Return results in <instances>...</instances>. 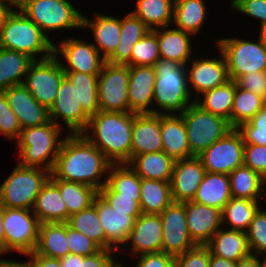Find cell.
I'll list each match as a JSON object with an SVG mask.
<instances>
[{
  "label": "cell",
  "instance_id": "obj_6",
  "mask_svg": "<svg viewBox=\"0 0 266 267\" xmlns=\"http://www.w3.org/2000/svg\"><path fill=\"white\" fill-rule=\"evenodd\" d=\"M51 172L18 163L0 184V204L7 208L31 209Z\"/></svg>",
  "mask_w": 266,
  "mask_h": 267
},
{
  "label": "cell",
  "instance_id": "obj_28",
  "mask_svg": "<svg viewBox=\"0 0 266 267\" xmlns=\"http://www.w3.org/2000/svg\"><path fill=\"white\" fill-rule=\"evenodd\" d=\"M40 223H66L68 211L59 188L49 179L36 197L32 208Z\"/></svg>",
  "mask_w": 266,
  "mask_h": 267
},
{
  "label": "cell",
  "instance_id": "obj_52",
  "mask_svg": "<svg viewBox=\"0 0 266 267\" xmlns=\"http://www.w3.org/2000/svg\"><path fill=\"white\" fill-rule=\"evenodd\" d=\"M66 239H68V247L71 254L82 256H91L101 250V248L88 238L85 234L74 230L66 223Z\"/></svg>",
  "mask_w": 266,
  "mask_h": 267
},
{
  "label": "cell",
  "instance_id": "obj_66",
  "mask_svg": "<svg viewBox=\"0 0 266 267\" xmlns=\"http://www.w3.org/2000/svg\"><path fill=\"white\" fill-rule=\"evenodd\" d=\"M111 267H124V262L118 259Z\"/></svg>",
  "mask_w": 266,
  "mask_h": 267
},
{
  "label": "cell",
  "instance_id": "obj_25",
  "mask_svg": "<svg viewBox=\"0 0 266 267\" xmlns=\"http://www.w3.org/2000/svg\"><path fill=\"white\" fill-rule=\"evenodd\" d=\"M92 205L96 208L106 239L119 250L132 231L136 218L131 216V212L112 209L99 194Z\"/></svg>",
  "mask_w": 266,
  "mask_h": 267
},
{
  "label": "cell",
  "instance_id": "obj_59",
  "mask_svg": "<svg viewBox=\"0 0 266 267\" xmlns=\"http://www.w3.org/2000/svg\"><path fill=\"white\" fill-rule=\"evenodd\" d=\"M265 258L253 254L236 262V267H262Z\"/></svg>",
  "mask_w": 266,
  "mask_h": 267
},
{
  "label": "cell",
  "instance_id": "obj_51",
  "mask_svg": "<svg viewBox=\"0 0 266 267\" xmlns=\"http://www.w3.org/2000/svg\"><path fill=\"white\" fill-rule=\"evenodd\" d=\"M21 130L17 116L9 107L5 94L0 91V135L16 141Z\"/></svg>",
  "mask_w": 266,
  "mask_h": 267
},
{
  "label": "cell",
  "instance_id": "obj_13",
  "mask_svg": "<svg viewBox=\"0 0 266 267\" xmlns=\"http://www.w3.org/2000/svg\"><path fill=\"white\" fill-rule=\"evenodd\" d=\"M129 66L105 62L98 75V101L101 111L129 112Z\"/></svg>",
  "mask_w": 266,
  "mask_h": 267
},
{
  "label": "cell",
  "instance_id": "obj_14",
  "mask_svg": "<svg viewBox=\"0 0 266 267\" xmlns=\"http://www.w3.org/2000/svg\"><path fill=\"white\" fill-rule=\"evenodd\" d=\"M244 145L241 133L233 128L198 157L206 172L229 175L243 165Z\"/></svg>",
  "mask_w": 266,
  "mask_h": 267
},
{
  "label": "cell",
  "instance_id": "obj_2",
  "mask_svg": "<svg viewBox=\"0 0 266 267\" xmlns=\"http://www.w3.org/2000/svg\"><path fill=\"white\" fill-rule=\"evenodd\" d=\"M132 126L133 113L100 110L81 134L112 164H123L131 160Z\"/></svg>",
  "mask_w": 266,
  "mask_h": 267
},
{
  "label": "cell",
  "instance_id": "obj_3",
  "mask_svg": "<svg viewBox=\"0 0 266 267\" xmlns=\"http://www.w3.org/2000/svg\"><path fill=\"white\" fill-rule=\"evenodd\" d=\"M156 81L153 92V113L181 115L191 104V96L185 65L160 59L154 65ZM192 98V99H191ZM191 99V100H190Z\"/></svg>",
  "mask_w": 266,
  "mask_h": 267
},
{
  "label": "cell",
  "instance_id": "obj_18",
  "mask_svg": "<svg viewBox=\"0 0 266 267\" xmlns=\"http://www.w3.org/2000/svg\"><path fill=\"white\" fill-rule=\"evenodd\" d=\"M163 234L160 214H141L134 223L132 231L124 245L118 250L124 253L128 248L133 260L134 256L145 253L161 252ZM125 246V247H124ZM126 246H129L126 248Z\"/></svg>",
  "mask_w": 266,
  "mask_h": 267
},
{
  "label": "cell",
  "instance_id": "obj_56",
  "mask_svg": "<svg viewBox=\"0 0 266 267\" xmlns=\"http://www.w3.org/2000/svg\"><path fill=\"white\" fill-rule=\"evenodd\" d=\"M235 82L238 87L257 94L266 102V71L241 75Z\"/></svg>",
  "mask_w": 266,
  "mask_h": 267
},
{
  "label": "cell",
  "instance_id": "obj_17",
  "mask_svg": "<svg viewBox=\"0 0 266 267\" xmlns=\"http://www.w3.org/2000/svg\"><path fill=\"white\" fill-rule=\"evenodd\" d=\"M160 217L163 234L161 252L176 256L196 246L187 229L185 202L173 201Z\"/></svg>",
  "mask_w": 266,
  "mask_h": 267
},
{
  "label": "cell",
  "instance_id": "obj_22",
  "mask_svg": "<svg viewBox=\"0 0 266 267\" xmlns=\"http://www.w3.org/2000/svg\"><path fill=\"white\" fill-rule=\"evenodd\" d=\"M186 224L196 245H206L222 227V210L194 201L185 202Z\"/></svg>",
  "mask_w": 266,
  "mask_h": 267
},
{
  "label": "cell",
  "instance_id": "obj_62",
  "mask_svg": "<svg viewBox=\"0 0 266 267\" xmlns=\"http://www.w3.org/2000/svg\"><path fill=\"white\" fill-rule=\"evenodd\" d=\"M1 258V257H0ZM0 267H31L28 260L22 261H14V260H7V259H0Z\"/></svg>",
  "mask_w": 266,
  "mask_h": 267
},
{
  "label": "cell",
  "instance_id": "obj_55",
  "mask_svg": "<svg viewBox=\"0 0 266 267\" xmlns=\"http://www.w3.org/2000/svg\"><path fill=\"white\" fill-rule=\"evenodd\" d=\"M229 4L237 14L255 18L259 25L266 23V0H230Z\"/></svg>",
  "mask_w": 266,
  "mask_h": 267
},
{
  "label": "cell",
  "instance_id": "obj_58",
  "mask_svg": "<svg viewBox=\"0 0 266 267\" xmlns=\"http://www.w3.org/2000/svg\"><path fill=\"white\" fill-rule=\"evenodd\" d=\"M26 256L29 258L28 262L31 267H61L60 259L42 256L35 251L25 255V257Z\"/></svg>",
  "mask_w": 266,
  "mask_h": 267
},
{
  "label": "cell",
  "instance_id": "obj_41",
  "mask_svg": "<svg viewBox=\"0 0 266 267\" xmlns=\"http://www.w3.org/2000/svg\"><path fill=\"white\" fill-rule=\"evenodd\" d=\"M67 225L80 233L85 234L101 249L118 250L106 239L104 229L101 226L96 208L91 205L89 208L69 216Z\"/></svg>",
  "mask_w": 266,
  "mask_h": 267
},
{
  "label": "cell",
  "instance_id": "obj_11",
  "mask_svg": "<svg viewBox=\"0 0 266 267\" xmlns=\"http://www.w3.org/2000/svg\"><path fill=\"white\" fill-rule=\"evenodd\" d=\"M86 39L65 37L54 43V56L60 61L64 72H81L99 75L106 59ZM64 60V61H63Z\"/></svg>",
  "mask_w": 266,
  "mask_h": 267
},
{
  "label": "cell",
  "instance_id": "obj_23",
  "mask_svg": "<svg viewBox=\"0 0 266 267\" xmlns=\"http://www.w3.org/2000/svg\"><path fill=\"white\" fill-rule=\"evenodd\" d=\"M156 81L154 66H129V112L153 113V92Z\"/></svg>",
  "mask_w": 266,
  "mask_h": 267
},
{
  "label": "cell",
  "instance_id": "obj_65",
  "mask_svg": "<svg viewBox=\"0 0 266 267\" xmlns=\"http://www.w3.org/2000/svg\"><path fill=\"white\" fill-rule=\"evenodd\" d=\"M258 27L257 30L259 29V35L257 37L266 46V23L259 25Z\"/></svg>",
  "mask_w": 266,
  "mask_h": 267
},
{
  "label": "cell",
  "instance_id": "obj_10",
  "mask_svg": "<svg viewBox=\"0 0 266 267\" xmlns=\"http://www.w3.org/2000/svg\"><path fill=\"white\" fill-rule=\"evenodd\" d=\"M39 226L40 222L31 209L4 207L6 254L17 252L27 255L34 252L38 243Z\"/></svg>",
  "mask_w": 266,
  "mask_h": 267
},
{
  "label": "cell",
  "instance_id": "obj_60",
  "mask_svg": "<svg viewBox=\"0 0 266 267\" xmlns=\"http://www.w3.org/2000/svg\"><path fill=\"white\" fill-rule=\"evenodd\" d=\"M209 267H236V262L220 258L210 253Z\"/></svg>",
  "mask_w": 266,
  "mask_h": 267
},
{
  "label": "cell",
  "instance_id": "obj_24",
  "mask_svg": "<svg viewBox=\"0 0 266 267\" xmlns=\"http://www.w3.org/2000/svg\"><path fill=\"white\" fill-rule=\"evenodd\" d=\"M131 159L140 154L163 151L161 115L133 113Z\"/></svg>",
  "mask_w": 266,
  "mask_h": 267
},
{
  "label": "cell",
  "instance_id": "obj_29",
  "mask_svg": "<svg viewBox=\"0 0 266 267\" xmlns=\"http://www.w3.org/2000/svg\"><path fill=\"white\" fill-rule=\"evenodd\" d=\"M212 255L237 262L251 254L245 232L221 227L206 244Z\"/></svg>",
  "mask_w": 266,
  "mask_h": 267
},
{
  "label": "cell",
  "instance_id": "obj_1",
  "mask_svg": "<svg viewBox=\"0 0 266 267\" xmlns=\"http://www.w3.org/2000/svg\"><path fill=\"white\" fill-rule=\"evenodd\" d=\"M111 164L82 134H66L50 180L83 183L99 191L107 183Z\"/></svg>",
  "mask_w": 266,
  "mask_h": 267
},
{
  "label": "cell",
  "instance_id": "obj_12",
  "mask_svg": "<svg viewBox=\"0 0 266 267\" xmlns=\"http://www.w3.org/2000/svg\"><path fill=\"white\" fill-rule=\"evenodd\" d=\"M64 76L65 72L60 61L53 55L45 60L34 61L26 73L23 85L49 110L56 99Z\"/></svg>",
  "mask_w": 266,
  "mask_h": 267
},
{
  "label": "cell",
  "instance_id": "obj_33",
  "mask_svg": "<svg viewBox=\"0 0 266 267\" xmlns=\"http://www.w3.org/2000/svg\"><path fill=\"white\" fill-rule=\"evenodd\" d=\"M231 197L266 202V180L249 167L242 165L229 174Z\"/></svg>",
  "mask_w": 266,
  "mask_h": 267
},
{
  "label": "cell",
  "instance_id": "obj_64",
  "mask_svg": "<svg viewBox=\"0 0 266 267\" xmlns=\"http://www.w3.org/2000/svg\"><path fill=\"white\" fill-rule=\"evenodd\" d=\"M10 10L11 9L2 0H0V26Z\"/></svg>",
  "mask_w": 266,
  "mask_h": 267
},
{
  "label": "cell",
  "instance_id": "obj_40",
  "mask_svg": "<svg viewBox=\"0 0 266 267\" xmlns=\"http://www.w3.org/2000/svg\"><path fill=\"white\" fill-rule=\"evenodd\" d=\"M260 203L262 202L231 197L222 210V227L246 233L254 214L262 206Z\"/></svg>",
  "mask_w": 266,
  "mask_h": 267
},
{
  "label": "cell",
  "instance_id": "obj_43",
  "mask_svg": "<svg viewBox=\"0 0 266 267\" xmlns=\"http://www.w3.org/2000/svg\"><path fill=\"white\" fill-rule=\"evenodd\" d=\"M65 76L70 80L72 86L75 87L78 101H80L83 111L89 117L100 111L97 92L98 75L65 72Z\"/></svg>",
  "mask_w": 266,
  "mask_h": 267
},
{
  "label": "cell",
  "instance_id": "obj_63",
  "mask_svg": "<svg viewBox=\"0 0 266 267\" xmlns=\"http://www.w3.org/2000/svg\"><path fill=\"white\" fill-rule=\"evenodd\" d=\"M11 10H19L28 0H2Z\"/></svg>",
  "mask_w": 266,
  "mask_h": 267
},
{
  "label": "cell",
  "instance_id": "obj_31",
  "mask_svg": "<svg viewBox=\"0 0 266 267\" xmlns=\"http://www.w3.org/2000/svg\"><path fill=\"white\" fill-rule=\"evenodd\" d=\"M205 0H175L172 25L174 28L189 32L192 35L200 34L206 23L208 11Z\"/></svg>",
  "mask_w": 266,
  "mask_h": 267
},
{
  "label": "cell",
  "instance_id": "obj_15",
  "mask_svg": "<svg viewBox=\"0 0 266 267\" xmlns=\"http://www.w3.org/2000/svg\"><path fill=\"white\" fill-rule=\"evenodd\" d=\"M89 118L78 101L75 87L64 76L56 99L49 109V119L63 130H68V134H81L87 127Z\"/></svg>",
  "mask_w": 266,
  "mask_h": 267
},
{
  "label": "cell",
  "instance_id": "obj_54",
  "mask_svg": "<svg viewBox=\"0 0 266 267\" xmlns=\"http://www.w3.org/2000/svg\"><path fill=\"white\" fill-rule=\"evenodd\" d=\"M243 165L249 167L266 180V146L245 144Z\"/></svg>",
  "mask_w": 266,
  "mask_h": 267
},
{
  "label": "cell",
  "instance_id": "obj_67",
  "mask_svg": "<svg viewBox=\"0 0 266 267\" xmlns=\"http://www.w3.org/2000/svg\"><path fill=\"white\" fill-rule=\"evenodd\" d=\"M262 267H266V259L263 260Z\"/></svg>",
  "mask_w": 266,
  "mask_h": 267
},
{
  "label": "cell",
  "instance_id": "obj_61",
  "mask_svg": "<svg viewBox=\"0 0 266 267\" xmlns=\"http://www.w3.org/2000/svg\"><path fill=\"white\" fill-rule=\"evenodd\" d=\"M4 207L0 204V257L6 254V240L3 228Z\"/></svg>",
  "mask_w": 266,
  "mask_h": 267
},
{
  "label": "cell",
  "instance_id": "obj_4",
  "mask_svg": "<svg viewBox=\"0 0 266 267\" xmlns=\"http://www.w3.org/2000/svg\"><path fill=\"white\" fill-rule=\"evenodd\" d=\"M51 120L42 125L21 130L16 140V163L52 171L66 132ZM64 133V134H63ZM63 137V138H62Z\"/></svg>",
  "mask_w": 266,
  "mask_h": 267
},
{
  "label": "cell",
  "instance_id": "obj_39",
  "mask_svg": "<svg viewBox=\"0 0 266 267\" xmlns=\"http://www.w3.org/2000/svg\"><path fill=\"white\" fill-rule=\"evenodd\" d=\"M172 202L170 182L141 178L139 205L143 214H161Z\"/></svg>",
  "mask_w": 266,
  "mask_h": 267
},
{
  "label": "cell",
  "instance_id": "obj_19",
  "mask_svg": "<svg viewBox=\"0 0 266 267\" xmlns=\"http://www.w3.org/2000/svg\"><path fill=\"white\" fill-rule=\"evenodd\" d=\"M93 18L82 16V29H89L93 36L92 44L107 60L117 49L121 41L120 18L114 15L93 12Z\"/></svg>",
  "mask_w": 266,
  "mask_h": 267
},
{
  "label": "cell",
  "instance_id": "obj_49",
  "mask_svg": "<svg viewBox=\"0 0 266 267\" xmlns=\"http://www.w3.org/2000/svg\"><path fill=\"white\" fill-rule=\"evenodd\" d=\"M98 194L112 209L121 212H131L136 219L142 214L140 209V196H127L115 192L107 183L98 191Z\"/></svg>",
  "mask_w": 266,
  "mask_h": 267
},
{
  "label": "cell",
  "instance_id": "obj_38",
  "mask_svg": "<svg viewBox=\"0 0 266 267\" xmlns=\"http://www.w3.org/2000/svg\"><path fill=\"white\" fill-rule=\"evenodd\" d=\"M175 0H136L134 11L151 31L172 25Z\"/></svg>",
  "mask_w": 266,
  "mask_h": 267
},
{
  "label": "cell",
  "instance_id": "obj_57",
  "mask_svg": "<svg viewBox=\"0 0 266 267\" xmlns=\"http://www.w3.org/2000/svg\"><path fill=\"white\" fill-rule=\"evenodd\" d=\"M135 257L136 262L131 261V267H169L174 259V256L164 252L145 253Z\"/></svg>",
  "mask_w": 266,
  "mask_h": 267
},
{
  "label": "cell",
  "instance_id": "obj_35",
  "mask_svg": "<svg viewBox=\"0 0 266 267\" xmlns=\"http://www.w3.org/2000/svg\"><path fill=\"white\" fill-rule=\"evenodd\" d=\"M35 252L56 259L70 254L68 239H66V223H40Z\"/></svg>",
  "mask_w": 266,
  "mask_h": 267
},
{
  "label": "cell",
  "instance_id": "obj_8",
  "mask_svg": "<svg viewBox=\"0 0 266 267\" xmlns=\"http://www.w3.org/2000/svg\"><path fill=\"white\" fill-rule=\"evenodd\" d=\"M217 50H220L226 60L230 80L248 73L266 71V46L257 40L248 38H217Z\"/></svg>",
  "mask_w": 266,
  "mask_h": 267
},
{
  "label": "cell",
  "instance_id": "obj_68",
  "mask_svg": "<svg viewBox=\"0 0 266 267\" xmlns=\"http://www.w3.org/2000/svg\"><path fill=\"white\" fill-rule=\"evenodd\" d=\"M169 267H175L174 262Z\"/></svg>",
  "mask_w": 266,
  "mask_h": 267
},
{
  "label": "cell",
  "instance_id": "obj_27",
  "mask_svg": "<svg viewBox=\"0 0 266 267\" xmlns=\"http://www.w3.org/2000/svg\"><path fill=\"white\" fill-rule=\"evenodd\" d=\"M161 137L163 152L173 161L194 156L181 115H161Z\"/></svg>",
  "mask_w": 266,
  "mask_h": 267
},
{
  "label": "cell",
  "instance_id": "obj_47",
  "mask_svg": "<svg viewBox=\"0 0 266 267\" xmlns=\"http://www.w3.org/2000/svg\"><path fill=\"white\" fill-rule=\"evenodd\" d=\"M263 206L254 214L246 235L251 254L266 259V209Z\"/></svg>",
  "mask_w": 266,
  "mask_h": 267
},
{
  "label": "cell",
  "instance_id": "obj_9",
  "mask_svg": "<svg viewBox=\"0 0 266 267\" xmlns=\"http://www.w3.org/2000/svg\"><path fill=\"white\" fill-rule=\"evenodd\" d=\"M187 131L190 151L198 156L233 128L226 119L202 110L195 103L181 114Z\"/></svg>",
  "mask_w": 266,
  "mask_h": 267
},
{
  "label": "cell",
  "instance_id": "obj_36",
  "mask_svg": "<svg viewBox=\"0 0 266 267\" xmlns=\"http://www.w3.org/2000/svg\"><path fill=\"white\" fill-rule=\"evenodd\" d=\"M33 62L26 54L0 47V91L23 84Z\"/></svg>",
  "mask_w": 266,
  "mask_h": 267
},
{
  "label": "cell",
  "instance_id": "obj_34",
  "mask_svg": "<svg viewBox=\"0 0 266 267\" xmlns=\"http://www.w3.org/2000/svg\"><path fill=\"white\" fill-rule=\"evenodd\" d=\"M175 161L163 151L134 156L128 165L143 179L170 182Z\"/></svg>",
  "mask_w": 266,
  "mask_h": 267
},
{
  "label": "cell",
  "instance_id": "obj_46",
  "mask_svg": "<svg viewBox=\"0 0 266 267\" xmlns=\"http://www.w3.org/2000/svg\"><path fill=\"white\" fill-rule=\"evenodd\" d=\"M160 60L159 45L156 34L149 31L133 47L131 66H154Z\"/></svg>",
  "mask_w": 266,
  "mask_h": 267
},
{
  "label": "cell",
  "instance_id": "obj_37",
  "mask_svg": "<svg viewBox=\"0 0 266 267\" xmlns=\"http://www.w3.org/2000/svg\"><path fill=\"white\" fill-rule=\"evenodd\" d=\"M235 91L236 82L230 80L222 86L202 93L194 100V103L202 110L226 119L231 125V111Z\"/></svg>",
  "mask_w": 266,
  "mask_h": 267
},
{
  "label": "cell",
  "instance_id": "obj_30",
  "mask_svg": "<svg viewBox=\"0 0 266 267\" xmlns=\"http://www.w3.org/2000/svg\"><path fill=\"white\" fill-rule=\"evenodd\" d=\"M125 15L120 18L121 41L106 61L111 64L131 66V53L134 45L151 30L131 12Z\"/></svg>",
  "mask_w": 266,
  "mask_h": 267
},
{
  "label": "cell",
  "instance_id": "obj_42",
  "mask_svg": "<svg viewBox=\"0 0 266 267\" xmlns=\"http://www.w3.org/2000/svg\"><path fill=\"white\" fill-rule=\"evenodd\" d=\"M60 191L67 206L69 216L89 208L98 191L93 187L78 182L51 180Z\"/></svg>",
  "mask_w": 266,
  "mask_h": 267
},
{
  "label": "cell",
  "instance_id": "obj_26",
  "mask_svg": "<svg viewBox=\"0 0 266 267\" xmlns=\"http://www.w3.org/2000/svg\"><path fill=\"white\" fill-rule=\"evenodd\" d=\"M152 31L157 37L160 59L172 60L180 65H186L194 57L192 56L194 55V49H192L194 35L191 33L172 28V26Z\"/></svg>",
  "mask_w": 266,
  "mask_h": 267
},
{
  "label": "cell",
  "instance_id": "obj_45",
  "mask_svg": "<svg viewBox=\"0 0 266 267\" xmlns=\"http://www.w3.org/2000/svg\"><path fill=\"white\" fill-rule=\"evenodd\" d=\"M107 184L117 193L127 196H140L141 177L128 165L111 164Z\"/></svg>",
  "mask_w": 266,
  "mask_h": 267
},
{
  "label": "cell",
  "instance_id": "obj_21",
  "mask_svg": "<svg viewBox=\"0 0 266 267\" xmlns=\"http://www.w3.org/2000/svg\"><path fill=\"white\" fill-rule=\"evenodd\" d=\"M2 92L22 129L42 126L50 121L49 110L41 105L23 84L11 86Z\"/></svg>",
  "mask_w": 266,
  "mask_h": 267
},
{
  "label": "cell",
  "instance_id": "obj_7",
  "mask_svg": "<svg viewBox=\"0 0 266 267\" xmlns=\"http://www.w3.org/2000/svg\"><path fill=\"white\" fill-rule=\"evenodd\" d=\"M23 12L53 42L49 35L56 31L82 29L83 13L69 0H28ZM70 29V30H69Z\"/></svg>",
  "mask_w": 266,
  "mask_h": 267
},
{
  "label": "cell",
  "instance_id": "obj_53",
  "mask_svg": "<svg viewBox=\"0 0 266 267\" xmlns=\"http://www.w3.org/2000/svg\"><path fill=\"white\" fill-rule=\"evenodd\" d=\"M175 267H209L210 250L206 245H196L183 254L174 256Z\"/></svg>",
  "mask_w": 266,
  "mask_h": 267
},
{
  "label": "cell",
  "instance_id": "obj_16",
  "mask_svg": "<svg viewBox=\"0 0 266 267\" xmlns=\"http://www.w3.org/2000/svg\"><path fill=\"white\" fill-rule=\"evenodd\" d=\"M218 52V55L210 57H193L185 65L191 96L195 94L194 100L202 93L230 81L225 57L220 50Z\"/></svg>",
  "mask_w": 266,
  "mask_h": 267
},
{
  "label": "cell",
  "instance_id": "obj_50",
  "mask_svg": "<svg viewBox=\"0 0 266 267\" xmlns=\"http://www.w3.org/2000/svg\"><path fill=\"white\" fill-rule=\"evenodd\" d=\"M236 129L241 133L245 144L266 146V104L251 120Z\"/></svg>",
  "mask_w": 266,
  "mask_h": 267
},
{
  "label": "cell",
  "instance_id": "obj_48",
  "mask_svg": "<svg viewBox=\"0 0 266 267\" xmlns=\"http://www.w3.org/2000/svg\"><path fill=\"white\" fill-rule=\"evenodd\" d=\"M114 250L101 249L94 255L68 254L60 259L61 267H111L118 258Z\"/></svg>",
  "mask_w": 266,
  "mask_h": 267
},
{
  "label": "cell",
  "instance_id": "obj_32",
  "mask_svg": "<svg viewBox=\"0 0 266 267\" xmlns=\"http://www.w3.org/2000/svg\"><path fill=\"white\" fill-rule=\"evenodd\" d=\"M230 199L231 188L229 175L205 172L192 201L223 210Z\"/></svg>",
  "mask_w": 266,
  "mask_h": 267
},
{
  "label": "cell",
  "instance_id": "obj_44",
  "mask_svg": "<svg viewBox=\"0 0 266 267\" xmlns=\"http://www.w3.org/2000/svg\"><path fill=\"white\" fill-rule=\"evenodd\" d=\"M266 104L257 94L236 85L231 111V127L237 128L251 120Z\"/></svg>",
  "mask_w": 266,
  "mask_h": 267
},
{
  "label": "cell",
  "instance_id": "obj_5",
  "mask_svg": "<svg viewBox=\"0 0 266 267\" xmlns=\"http://www.w3.org/2000/svg\"><path fill=\"white\" fill-rule=\"evenodd\" d=\"M0 47L26 54L34 61L54 55V43L20 9L5 16L0 26Z\"/></svg>",
  "mask_w": 266,
  "mask_h": 267
},
{
  "label": "cell",
  "instance_id": "obj_20",
  "mask_svg": "<svg viewBox=\"0 0 266 267\" xmlns=\"http://www.w3.org/2000/svg\"><path fill=\"white\" fill-rule=\"evenodd\" d=\"M198 156L183 158L175 162L170 181L174 202L192 201L205 174Z\"/></svg>",
  "mask_w": 266,
  "mask_h": 267
}]
</instances>
